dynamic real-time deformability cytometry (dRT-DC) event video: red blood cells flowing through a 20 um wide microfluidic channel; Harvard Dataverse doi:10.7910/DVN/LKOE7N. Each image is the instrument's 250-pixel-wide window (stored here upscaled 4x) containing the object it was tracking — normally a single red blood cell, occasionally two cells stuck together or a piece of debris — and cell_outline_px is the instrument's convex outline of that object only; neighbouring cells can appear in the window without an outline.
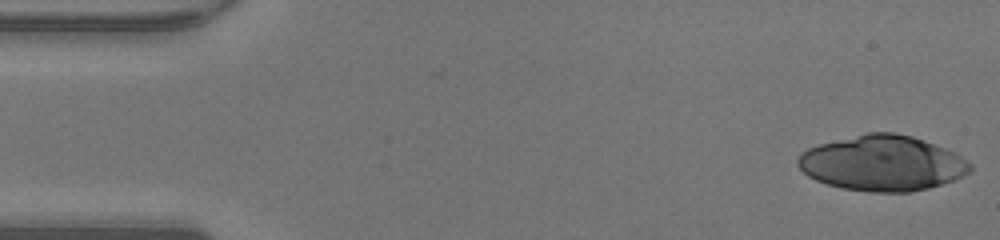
{"species": "human", "species_latin": "Homo sapiens", "temperature_condition": "warm", "stored_images_in_passage": 25, "camera_frame_rate_fps": 3000, "um_per_image_px": 0.085, "donor": {"sex": "male"}, "frame": {"image": 1, "passage_image": 1, "time_ms": 0.0, "image_size_px": [1000, 240], "cell_outline_px": [[972, 172], [952, 180], [928, 188], [908, 192], [868, 192], [840, 188], [816, 180], [808, 176], [796, 164], [796, 160], [800, 152], [808, 148], [820, 144], [868, 132], [892, 132], [912, 136], [924, 140], [944, 148], [960, 156], [972, 164]], "centroid_in_image_um": [74.98, 13.87], "position_along_channel_um": 10.0, "area_um2": 55.49}}
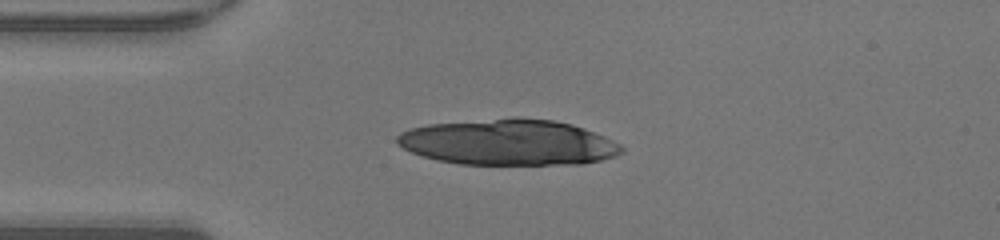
{"frame": {"image": 2, "passage_image": 11, "time_ms": 3.333, "image_size_px": [1000, 240], "cell_outline_px": [[624, 152], [616, 156], [584, 164], [460, 164], [436, 160], [420, 156], [396, 144], [396, 136], [400, 132], [412, 128], [428, 124], [496, 120], [552, 120], [572, 124], [604, 136], [620, 144], [624, 148]], "centroid_in_image_um": [43.22, 12.14], "position_along_channel_um": 41.8, "area_um2": 58.9}}